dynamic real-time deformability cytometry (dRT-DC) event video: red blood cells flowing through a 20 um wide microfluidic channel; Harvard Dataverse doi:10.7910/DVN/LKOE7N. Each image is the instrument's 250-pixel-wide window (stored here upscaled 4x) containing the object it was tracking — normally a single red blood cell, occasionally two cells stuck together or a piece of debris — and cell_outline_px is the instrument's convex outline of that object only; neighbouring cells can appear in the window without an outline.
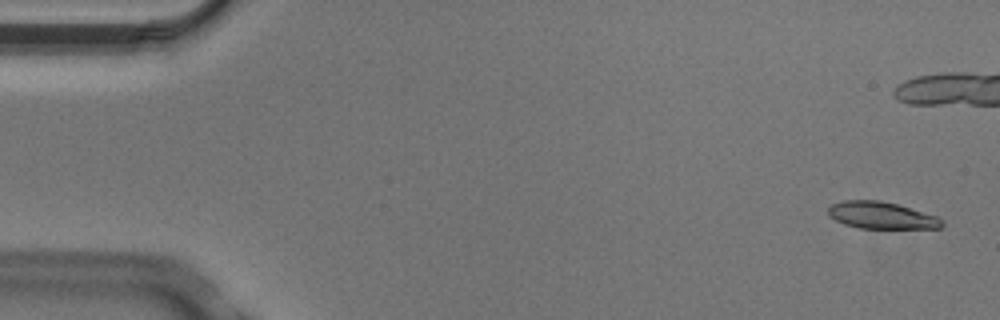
{"species": "Egyptian fruit bat (a non-hibernating species)", "species_latin": "Rousettus aegyptiacus", "temperature_condition": "cold", "stored_images_in_passage": 8, "camera_frame_rate_fps": 3000, "um_per_image_px": 0.085, "animal": {"sex": "male"}, "frame": {"image": 1, "passage_image": 1, "time_ms": 0.0, "image_size_px": [1000, 320], "cell_outline_px": [[944, 224], [940, 228], [860, 228], [844, 224], [828, 216], [828, 208], [832, 204], [844, 200], [880, 200], [896, 204], [936, 216], [944, 220]], "centroid_in_image_um": [74.9, 18.3], "position_along_channel_um": 10.1, "area_um2": 17.74}}